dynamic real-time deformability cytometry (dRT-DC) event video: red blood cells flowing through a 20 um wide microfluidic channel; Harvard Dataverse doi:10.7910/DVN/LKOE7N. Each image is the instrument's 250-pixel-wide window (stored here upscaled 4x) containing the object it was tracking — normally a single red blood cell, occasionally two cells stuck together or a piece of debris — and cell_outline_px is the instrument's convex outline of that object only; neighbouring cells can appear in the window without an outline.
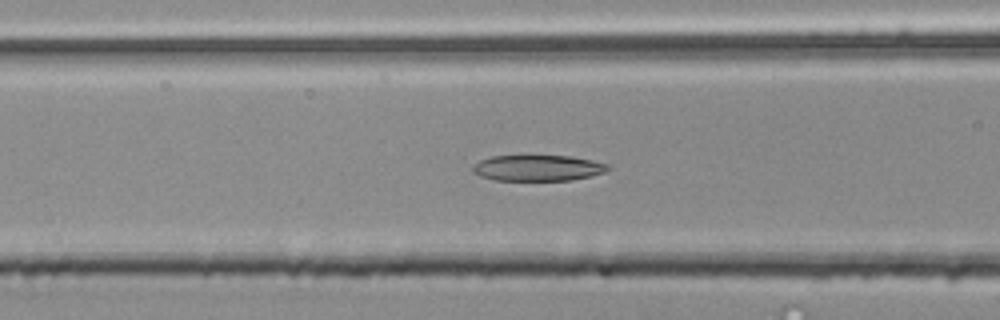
{"species": "common noctule bat (a hibernating species)", "species_latin": "Nyctalus noctula", "temperature_condition": "room temperature", "stored_images_in_passage": 40, "camera_frame_rate_fps": 3000, "um_per_image_px": 0.085, "animal": {"sex": "male", "body_mass_g": 20.4}, "frame": {"image": 1, "passage_image": 7, "time_ms": 2.0, "image_size_px": [1000, 320], "cell_outline_px": [[612, 168], [604, 172], [592, 176], [572, 180], [496, 180], [480, 176], [472, 172], [472, 164], [480, 160], [492, 156], [572, 156], [592, 160], [608, 164]], "centroid_in_image_um": [45.72, 14.28], "position_along_channel_um": 120.9, "area_um2": 20.52}}
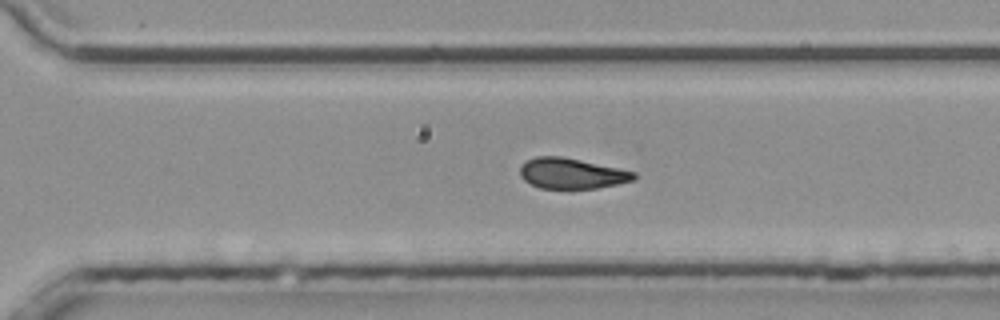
{"frame": {"image": 2, "passage_image": 23, "time_ms": 7.333, "image_size_px": [1000, 320], "cell_outline_px": [[636, 176], [632, 180], [616, 184], [596, 188], [540, 188], [524, 180], [520, 176], [520, 168], [524, 160], [536, 156], [560, 156], [580, 160], [636, 172]], "centroid_in_image_um": [48.54, 14.73], "position_along_channel_um": 322.1, "area_um2": 20.06}}
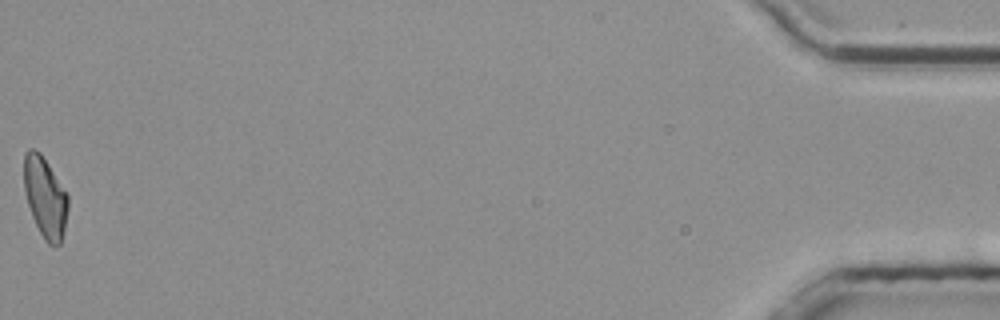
{"frame": {"image": 3, "passage_image": 40, "time_ms": 13.0, "image_size_px": [1000, 320], "cell_outline_px": [[68, 208], [64, 228], [60, 244], [56, 248], [48, 244], [44, 240], [32, 216], [28, 204], [24, 188], [24, 152], [28, 148], [32, 148], [40, 152], [68, 196]], "centroid_in_image_um": [3.82, 16.78], "position_along_channel_um": 431.4, "area_um2": 20.46}, "authors_computed_cell_mechanics": {"area_um2": 20.6924, "velocity_mm_per_s": 3.7735, "shape_relaxation_time_tau1_ms": null, "shape_relaxation_time_tau2_ms": 5.0415, "deformation_change_tau1": null, "deformation_change_tau2": 0.1259}}